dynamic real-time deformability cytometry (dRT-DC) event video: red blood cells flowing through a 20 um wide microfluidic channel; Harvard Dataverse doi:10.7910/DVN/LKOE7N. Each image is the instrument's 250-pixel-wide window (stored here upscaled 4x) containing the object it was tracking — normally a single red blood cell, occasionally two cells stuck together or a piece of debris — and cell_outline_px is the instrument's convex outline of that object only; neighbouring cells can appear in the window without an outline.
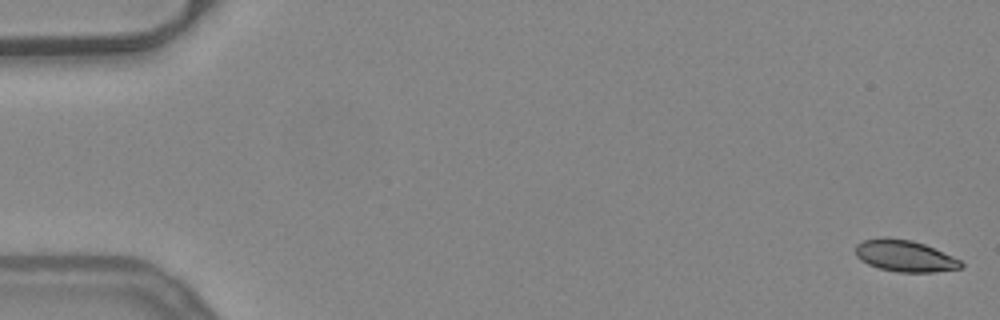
{"species": "common noctule bat (a hibernating species)", "species_latin": "Nyctalus noctula", "temperature_condition": "warm", "stored_images_in_passage": 52, "camera_frame_rate_fps": 3000, "um_per_image_px": 0.085, "animal": {"sex": "female", "body_mass_g": 24.6, "forearm_length_mm": 56.2}, "frame": {"image": 1, "passage_image": 1, "time_ms": 0.0, "image_size_px": [1000, 320], "cell_outline_px": [[964, 268], [936, 272], [896, 272], [880, 268], [868, 264], [860, 260], [856, 256], [856, 244], [864, 240], [880, 236], [888, 236], [912, 240], [924, 244], [952, 256], [960, 260], [964, 264]], "centroid_in_image_um": [76.9, 21.74], "position_along_channel_um": 8.1, "area_um2": 19.65}}
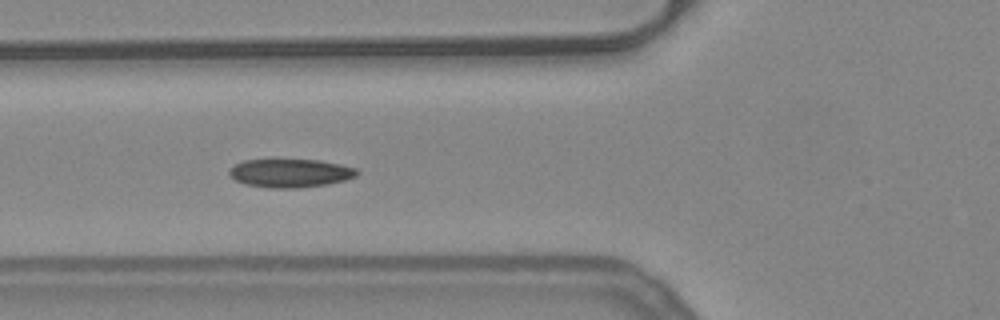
{"frame": {"image": 2, "passage_image": 20, "time_ms": 6.333, "image_size_px": [1000, 320], "cell_outline_px": [[360, 172], [356, 176], [344, 180], [328, 184], [296, 188], [268, 188], [244, 184], [236, 180], [228, 172], [236, 164], [244, 160], [320, 160], [340, 164], [356, 168]], "centroid_in_image_um": [24.7, 14.72], "position_along_channel_um": 101.1, "area_um2": 21.04}}
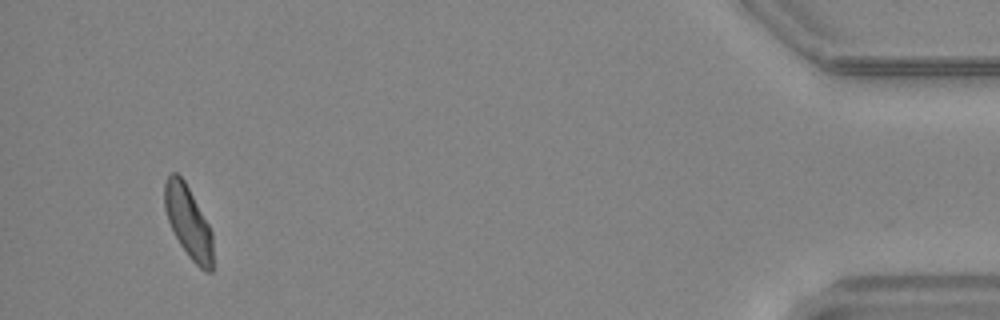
{"frame": {"image": 3, "passage_image": 50, "time_ms": 16.333, "image_size_px": [1000, 320], "cell_outline_px": [[212, 272], [208, 272], [200, 268], [188, 256], [180, 244], [168, 220], [164, 208], [164, 184], [168, 176], [172, 172], [176, 172], [184, 180], [208, 224], [212, 232]], "centroid_in_image_um": [15.99, 18.86], "position_along_channel_um": 419.2, "area_um2": 19.94}, "authors_computed_cell_mechanics": {"area_um2": 20.6924, "velocity_mm_per_s": 3.9275, "shape_relaxation_time_tau1_ms": 6.6451, "shape_relaxation_time_tau2_ms": 1.9402, "deformation_change_tau1": 0.1554, "deformation_change_tau2": 0.059}}